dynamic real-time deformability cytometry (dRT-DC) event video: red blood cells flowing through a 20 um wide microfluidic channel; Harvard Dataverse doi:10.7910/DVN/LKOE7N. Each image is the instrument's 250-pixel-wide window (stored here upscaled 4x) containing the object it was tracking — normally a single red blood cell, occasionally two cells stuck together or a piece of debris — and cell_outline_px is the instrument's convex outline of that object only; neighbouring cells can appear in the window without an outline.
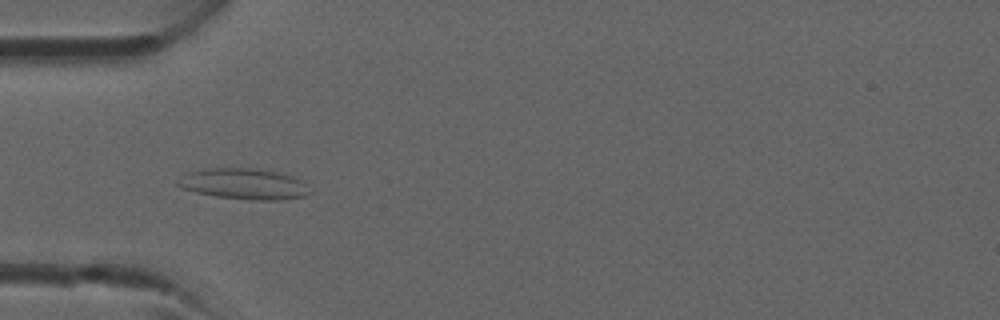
{"species": "common noctule bat (a hibernating species)", "species_latin": "Nyctalus noctula", "temperature_condition": "room temperature", "stored_images_in_passage": 36, "camera_frame_rate_fps": 3000, "um_per_image_px": 0.085, "animal": {"sex": "male", "forearm_length_mm": 52.5}, "frame": {"image": 1, "passage_image": 12, "time_ms": 3.667, "image_size_px": [1000, 320], "cell_outline_px": [[312, 192], [304, 196], [280, 200], [248, 200], [216, 196], [196, 192], [184, 188], [176, 184], [176, 180], [188, 172], [212, 168], [248, 168], [276, 172], [292, 176], [300, 180]], "centroid_in_image_um": [20.72, 15.64], "position_along_channel_um": 64.3, "area_um2": 23.47}}
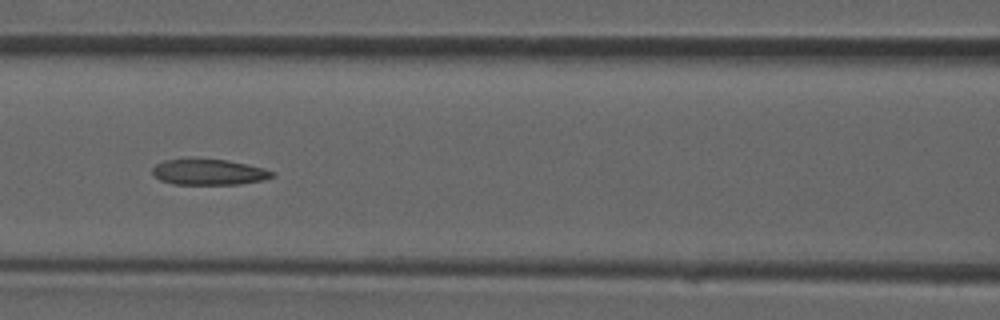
{"frame": {"image": 2, "passage_image": 17, "time_ms": 5.333, "image_size_px": [1000, 320], "cell_outline_px": [[276, 176], [264, 180], [240, 184], [172, 184], [160, 180], [152, 172], [152, 168], [156, 164], [164, 160], [192, 156], [228, 160], [264, 168], [276, 172]], "centroid_in_image_um": [17.75, 14.59], "position_along_channel_um": 148.9, "area_um2": 18.73}}
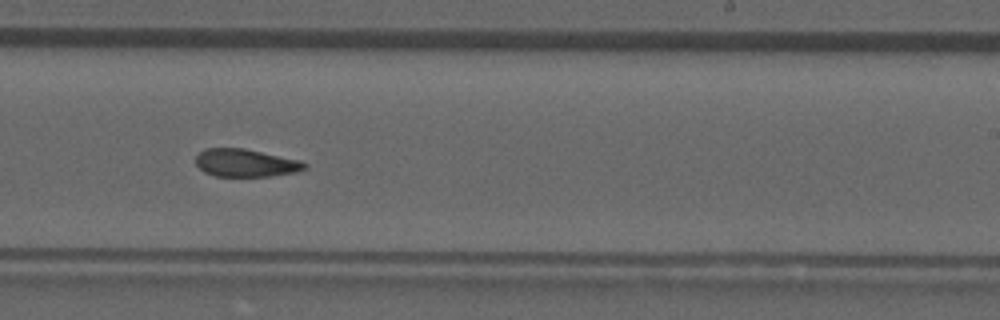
{"frame": {"image": 3, "passage_image": 24, "time_ms": 7.667, "image_size_px": [1000, 320], "cell_outline_px": [[308, 164], [304, 168], [296, 172], [268, 176], [216, 176], [204, 172], [196, 164], [196, 156], [204, 148], [244, 148], [300, 160]], "centroid_in_image_um": [20.86, 13.84], "position_along_channel_um": 268.1, "area_um2": 17.51}}